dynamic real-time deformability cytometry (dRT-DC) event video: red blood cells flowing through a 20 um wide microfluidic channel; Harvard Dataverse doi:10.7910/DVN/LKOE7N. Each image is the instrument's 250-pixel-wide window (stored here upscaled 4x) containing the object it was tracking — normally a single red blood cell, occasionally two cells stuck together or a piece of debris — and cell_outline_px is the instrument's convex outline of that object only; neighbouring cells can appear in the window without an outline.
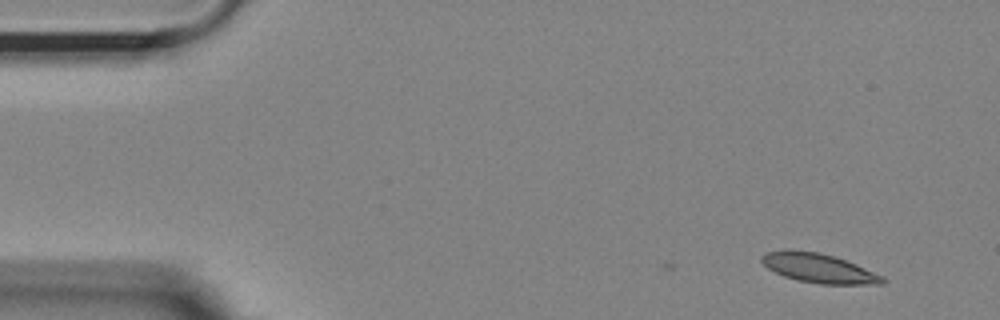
{"species": "Egyptian fruit bat (a non-hibernating species)", "species_latin": "Rousettus aegyptiacus", "temperature_condition": "room temperature", "stored_images_in_passage": 12, "camera_frame_rate_fps": 3000, "um_per_image_px": 0.085, "animal": {"sex": "female"}, "frame": {"image": 1, "passage_image": 1, "time_ms": 0.0, "image_size_px": [1000, 320], "cell_outline_px": [[888, 280], [884, 284], [820, 284], [796, 280], [784, 276], [768, 268], [760, 260], [760, 256], [764, 252], [788, 248], [792, 248], [820, 252], [856, 264], [884, 276]], "centroid_in_image_um": [69.57, 22.77], "position_along_channel_um": 15.4, "area_um2": 20.98}}
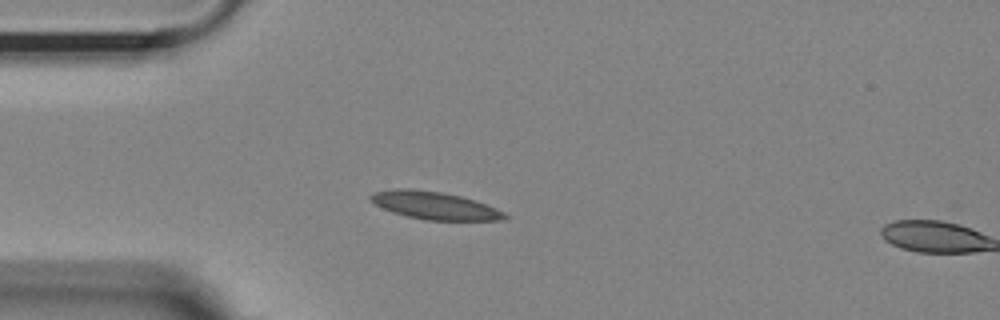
{"frame": {"image": 2, "passage_image": 11, "time_ms": 3.333, "image_size_px": [1000, 320], "cell_outline_px": [[508, 216], [504, 220], [424, 220], [392, 212], [368, 200], [368, 196], [372, 192], [396, 188], [408, 188], [440, 192], [460, 196], [496, 208], [504, 212]], "centroid_in_image_um": [36.89, 17.46], "position_along_channel_um": 48.1, "area_um2": 21.44}}